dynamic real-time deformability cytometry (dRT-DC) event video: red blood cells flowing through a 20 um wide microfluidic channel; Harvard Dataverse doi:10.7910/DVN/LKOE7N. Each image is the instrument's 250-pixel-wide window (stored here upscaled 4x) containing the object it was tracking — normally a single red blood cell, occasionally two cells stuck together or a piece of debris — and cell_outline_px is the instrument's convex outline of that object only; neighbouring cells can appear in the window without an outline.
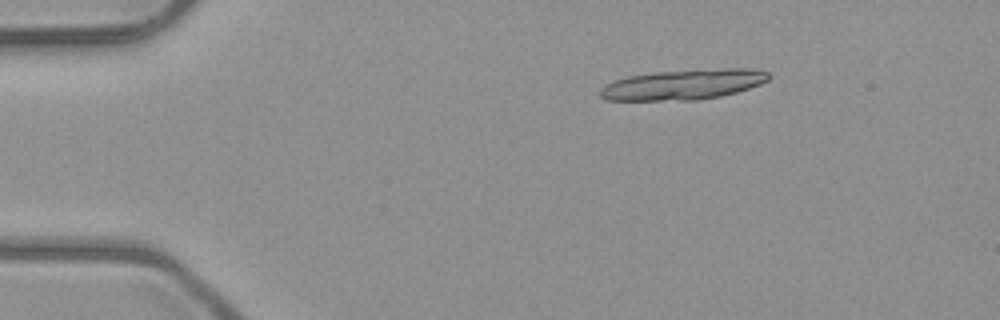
{"species": "common noctule bat (a hibernating species)", "species_latin": "Nyctalus noctula", "temperature_condition": "room temperature", "stored_images_in_passage": 3, "camera_frame_rate_fps": 3000, "um_per_image_px": 0.085, "animal": {"sex": "male", "body_mass_g": 23.1, "forearm_length_mm": 52.7}, "frame": {"image": 1, "passage_image": 1, "time_ms": 0.0, "image_size_px": [1000, 320], "cell_outline_px": [[772, 76], [768, 80], [760, 84], [736, 92], [720, 96], [696, 100], [608, 100], [600, 96], [600, 88], [604, 84], [628, 76], [656, 72], [724, 68], [752, 68], [768, 72]], "centroid_in_image_um": [58.1, 7.18], "position_along_channel_um": 26.9, "area_um2": 29.65}}